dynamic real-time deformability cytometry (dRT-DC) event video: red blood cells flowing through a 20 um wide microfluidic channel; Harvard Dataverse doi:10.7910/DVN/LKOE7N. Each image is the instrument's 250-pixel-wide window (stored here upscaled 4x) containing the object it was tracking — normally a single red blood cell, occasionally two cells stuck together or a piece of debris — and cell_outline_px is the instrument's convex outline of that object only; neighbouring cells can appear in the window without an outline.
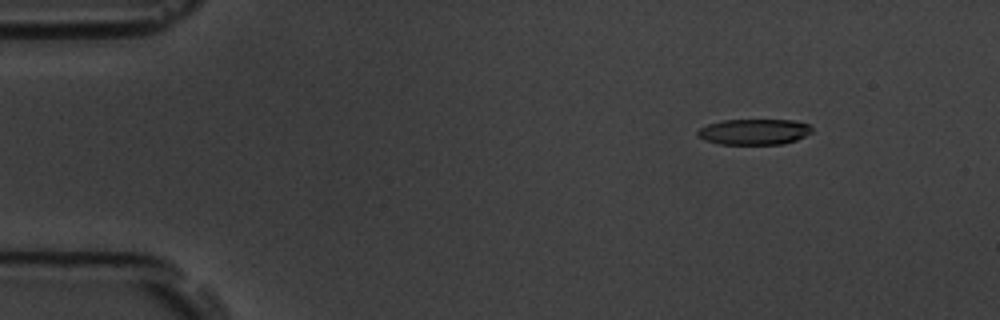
{"species": "common noctule bat (a hibernating species)", "species_latin": "Nyctalus noctula", "temperature_condition": "room temperature", "stored_images_in_passage": 5, "camera_frame_rate_fps": 3000, "um_per_image_px": 0.085, "animal": {"sex": "male", "body_mass_g": 19.5, "forearm_length_mm": 54.6}, "frame": {"image": 1, "passage_image": 3, "time_ms": 2.333, "image_size_px": [1000, 320], "cell_outline_px": [[812, 132], [796, 140], [784, 144], [720, 144], [704, 140], [696, 136], [696, 132], [700, 128], [708, 124], [724, 120], [792, 120], [808, 124], [812, 128]], "centroid_in_image_um": [64.08, 11.21], "position_along_channel_um": 20.9, "area_um2": 17.17}}
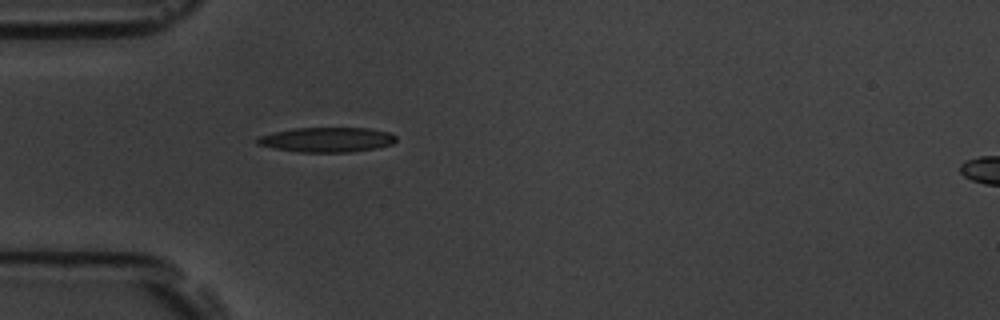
{"frame": {"image": 2, "passage_image": 5, "time_ms": 5.667, "image_size_px": [1000, 320], "cell_outline_px": [[396, 140], [392, 144], [376, 148], [352, 152], [300, 152], [272, 148], [256, 144], [256, 140], [260, 136], [276, 132], [296, 128], [368, 128], [392, 132], [396, 136]], "centroid_in_image_um": [27.83, 11.88], "position_along_channel_um": 57.2, "area_um2": 20.06}}